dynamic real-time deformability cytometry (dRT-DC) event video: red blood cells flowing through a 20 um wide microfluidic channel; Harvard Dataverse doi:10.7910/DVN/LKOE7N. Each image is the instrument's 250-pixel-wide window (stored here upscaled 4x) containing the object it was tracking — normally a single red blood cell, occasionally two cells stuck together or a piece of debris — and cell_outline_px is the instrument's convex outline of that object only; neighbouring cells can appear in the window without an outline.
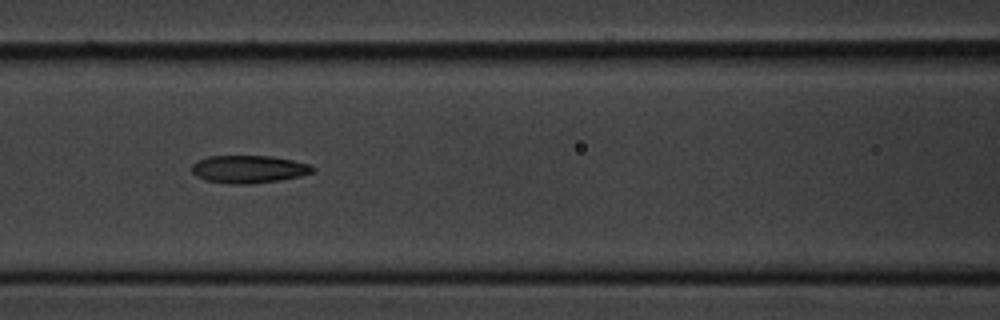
{"species": "common noctule bat (a hibernating species)", "species_latin": "Nyctalus noctula", "temperature_condition": "cold", "stored_images_in_passage": 9, "camera_frame_rate_fps": 3000, "um_per_image_px": 0.085, "animal": {"sex": "male", "body_mass_g": 20.1, "forearm_length_mm": 53.5}, "frame": {"image": 1, "passage_image": 6, "time_ms": 6.667, "image_size_px": [1000, 320], "cell_outline_px": [[316, 168], [312, 172], [300, 176], [252, 184], [228, 184], [204, 180], [196, 176], [192, 172], [192, 164], [196, 160], [208, 156], [272, 156], [292, 160], [308, 164]], "centroid_in_image_um": [21.09, 14.38], "position_along_channel_um": 145.5, "area_um2": 19.54}}
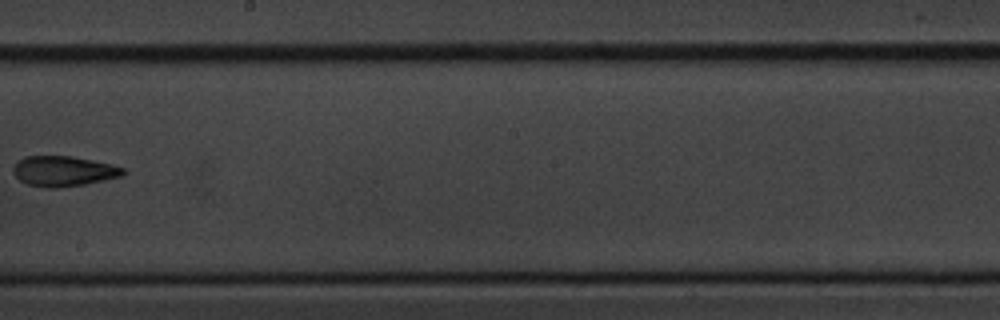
{"frame": {"image": 2, "passage_image": 8, "time_ms": 9.333, "image_size_px": [1000, 320], "cell_outline_px": [[128, 172], [120, 176], [84, 184], [60, 188], [44, 188], [28, 184], [20, 180], [12, 172], [12, 168], [16, 160], [24, 156], [72, 156], [112, 164], [124, 168]], "centroid_in_image_um": [5.36, 14.54], "position_along_channel_um": 242.8, "area_um2": 19.54}}
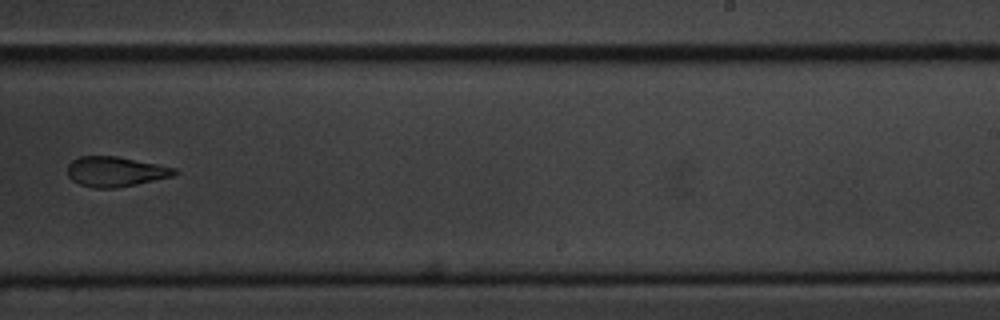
{"frame": {"image": 3, "passage_image": 9, "time_ms": 10.333, "image_size_px": [1000, 320], "cell_outline_px": [[180, 172], [172, 176], [136, 184], [116, 188], [92, 188], [80, 184], [72, 180], [68, 176], [68, 164], [72, 160], [80, 156], [116, 156], [176, 168]], "centroid_in_image_um": [9.8, 14.59], "position_along_channel_um": 279.2, "area_um2": 18.61}}